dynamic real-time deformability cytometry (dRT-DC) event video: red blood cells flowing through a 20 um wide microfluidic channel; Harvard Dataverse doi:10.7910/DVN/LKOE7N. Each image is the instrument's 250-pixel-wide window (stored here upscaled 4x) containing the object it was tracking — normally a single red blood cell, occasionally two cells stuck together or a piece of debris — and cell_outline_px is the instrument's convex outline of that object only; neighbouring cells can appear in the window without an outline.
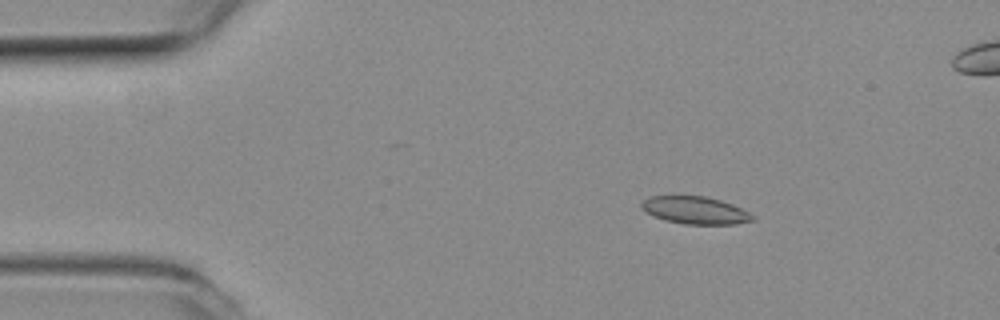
{"species": "common noctule bat (a hibernating species)", "species_latin": "Nyctalus noctula", "temperature_condition": "room temperature", "stored_images_in_passage": 46, "segment_of_instrument_passage": [1, 2], "camera_frame_rate_fps": 3000, "um_per_image_px": 0.085, "animal": {"sex": "female", "body_mass_g": 19.3, "forearm_length_mm": 54.1}, "frame": {"image": 1, "passage_image": 1, "time_ms": 0.0, "image_size_px": [1000, 320], "cell_outline_px": [[756, 220], [736, 224], [684, 224], [664, 220], [652, 216], [640, 208], [640, 204], [648, 196], [704, 196], [720, 200], [732, 204], [756, 216]], "centroid_in_image_um": [59.08, 17.88], "position_along_channel_um": 25.9, "area_um2": 17.92}}
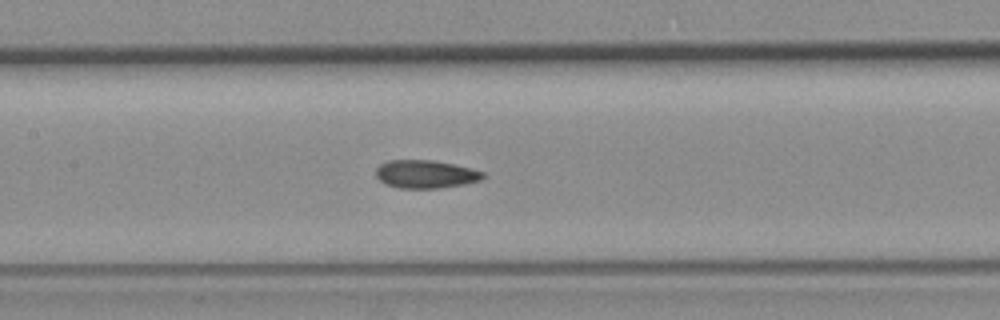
{"frame": {"image": 2, "passage_image": 17, "time_ms": 5.333, "image_size_px": [1000, 320], "cell_outline_px": [[484, 176], [480, 180], [464, 184], [440, 188], [400, 188], [384, 184], [376, 176], [376, 168], [380, 164], [388, 160], [432, 160], [472, 168], [484, 172]], "centroid_in_image_um": [36.15, 14.8], "position_along_channel_um": 171.2, "area_um2": 17.51}}
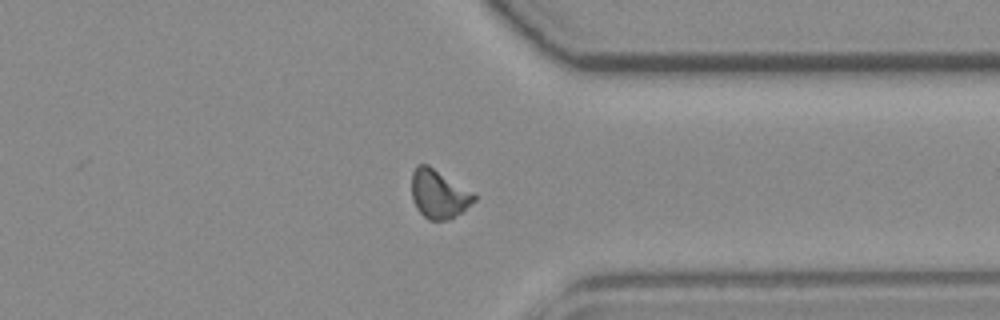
{"frame": {"image": 3, "passage_image": 33, "time_ms": 10.667, "image_size_px": [1000, 320], "cell_outline_px": [[476, 200], [460, 212], [448, 220], [428, 220], [416, 208], [412, 200], [412, 172], [416, 164], [428, 164], [472, 192], [476, 196]], "centroid_in_image_um": [37.25, 16.48], "position_along_channel_um": 374.1, "area_um2": 17.51}}